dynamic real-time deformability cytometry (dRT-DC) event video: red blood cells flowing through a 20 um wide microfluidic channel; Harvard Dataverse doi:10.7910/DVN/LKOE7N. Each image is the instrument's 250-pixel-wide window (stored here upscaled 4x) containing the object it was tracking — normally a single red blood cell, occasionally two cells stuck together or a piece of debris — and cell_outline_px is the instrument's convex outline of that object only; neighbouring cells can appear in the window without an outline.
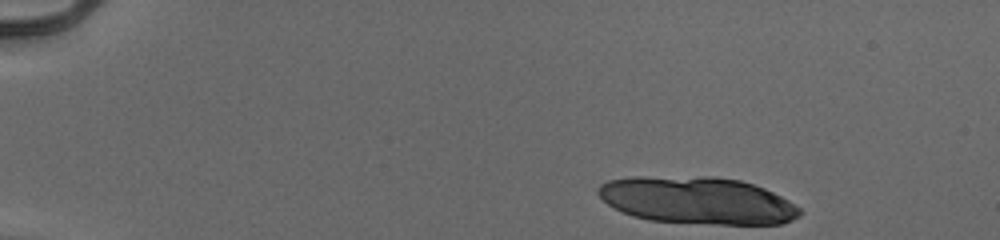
{"species": "human", "species_latin": "Homo sapiens", "temperature_condition": "cold", "stored_images_in_passage": 13, "camera_frame_rate_fps": 3000, "um_per_image_px": 0.085, "donor": {"sex": "male"}, "frame": {"image": 1, "passage_image": 1, "time_ms": 0.0, "image_size_px": [1000, 240], "cell_outline_px": [[804, 212], [800, 216], [792, 220], [780, 224], [716, 224], [648, 220], [632, 216], [608, 204], [596, 192], [596, 188], [600, 184], [608, 180], [636, 176], [716, 176], [740, 180], [764, 188], [788, 200], [800, 208]], "centroid_in_image_um": [59.28, 17.02], "position_along_channel_um": 25.7, "area_um2": 55.66}}